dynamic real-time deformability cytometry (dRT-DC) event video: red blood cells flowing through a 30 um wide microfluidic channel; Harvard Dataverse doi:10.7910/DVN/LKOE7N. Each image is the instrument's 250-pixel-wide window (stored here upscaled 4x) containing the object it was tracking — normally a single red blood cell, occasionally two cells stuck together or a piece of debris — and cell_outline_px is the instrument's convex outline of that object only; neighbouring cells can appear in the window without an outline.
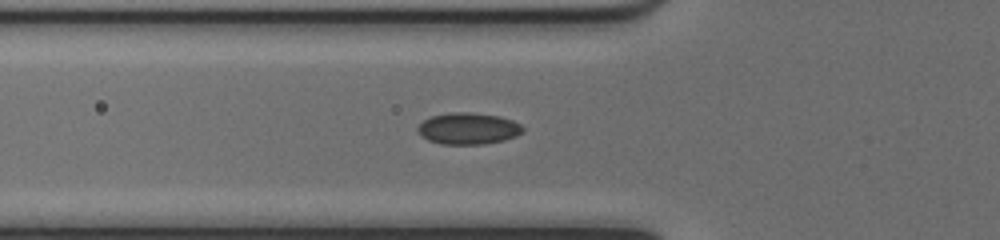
{"species": "common noctule bat (a hibernating species)", "species_latin": "Nyctalus noctula", "temperature_condition": "cold", "stored_images_in_passage": 36, "camera_frame_rate_fps": 3000, "um_per_image_px": 0.085, "animal": {"sex": "female", "body_mass_g": 17.0, "forearm_length_mm": 48.0}, "frame": {"image": 1, "passage_image": 10, "time_ms": 3.0, "image_size_px": [1000, 240], "cell_outline_px": [[524, 132], [516, 136], [504, 140], [484, 144], [440, 144], [428, 140], [416, 132], [416, 128], [424, 120], [432, 116], [452, 112], [468, 112], [500, 116], [512, 120], [520, 124], [524, 128]], "centroid_in_image_um": [39.8, 10.93], "position_along_channel_um": 86.0, "area_um2": 19.42}}
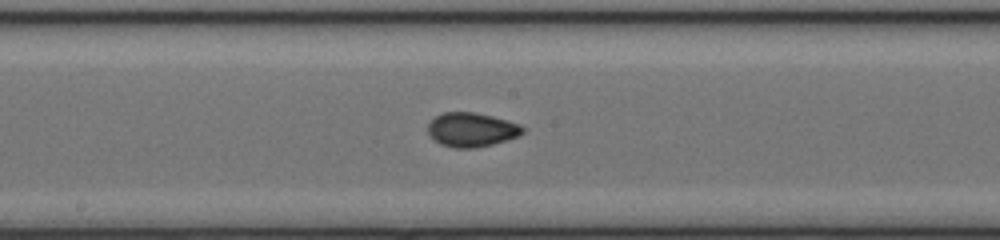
{"frame": {"image": 2, "passage_image": 19, "time_ms": 6.0, "image_size_px": [1000, 240], "cell_outline_px": [[524, 132], [520, 136], [508, 140], [476, 148], [452, 148], [440, 144], [428, 132], [428, 124], [436, 116], [444, 112], [472, 112], [492, 116], [520, 124], [524, 128]], "centroid_in_image_um": [40.11, 11.03], "position_along_channel_um": 208.1, "area_um2": 18.84}}
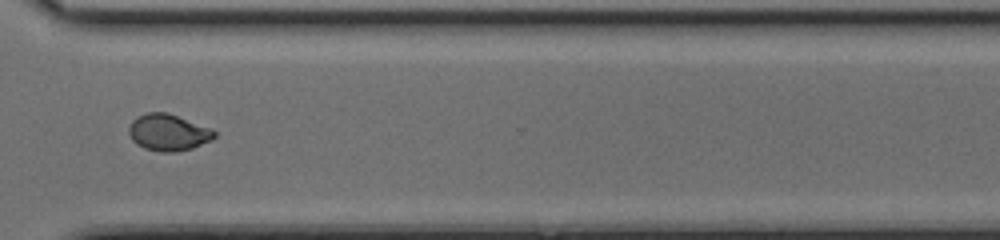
{"frame": {"image": 3, "passage_image": 30, "time_ms": 9.667, "image_size_px": [1000, 240], "cell_outline_px": [[216, 136], [212, 140], [192, 148], [176, 152], [160, 152], [144, 148], [136, 144], [132, 140], [128, 132], [128, 128], [132, 120], [136, 116], [148, 112], [168, 112], [212, 128], [216, 132]], "centroid_in_image_um": [14.3, 11.25], "position_along_channel_um": 356.3, "area_um2": 18.55}, "authors_computed_cell_mechanics": {"area_um2": 18.4093, "velocity_mm_per_s": 4.0441, "shape_relaxation_time_tau1_ms": null, "shape_relaxation_time_tau2_ms": 0.8679, "deformation_change_tau1": null, "deformation_change_tau2": 0.0394}}